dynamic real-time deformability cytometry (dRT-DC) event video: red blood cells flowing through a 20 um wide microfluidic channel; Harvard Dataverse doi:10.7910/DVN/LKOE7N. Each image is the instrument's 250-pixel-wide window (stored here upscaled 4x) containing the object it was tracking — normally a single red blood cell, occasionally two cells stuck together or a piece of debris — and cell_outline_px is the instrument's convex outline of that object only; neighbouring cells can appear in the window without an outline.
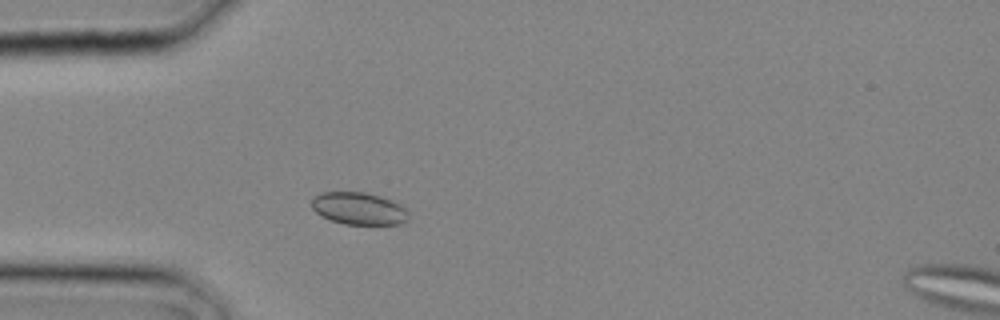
{"species": "common noctule bat (a hibernating species)", "species_latin": "Nyctalus noctula", "temperature_condition": "cold", "stored_images_in_passage": 2, "camera_frame_rate_fps": 3000, "um_per_image_px": 0.085, "animal": {"sex": "male", "body_mass_g": 20.4}, "frame": {"image": 1, "passage_image": 1, "time_ms": 0.0, "image_size_px": [1000, 320], "cell_outline_px": [[408, 216], [400, 224], [344, 224], [320, 216], [312, 208], [312, 196], [320, 192], [364, 192], [380, 196], [392, 200], [400, 204], [404, 208]], "centroid_in_image_um": [30.44, 17.71], "position_along_channel_um": 54.6, "area_um2": 18.15}}